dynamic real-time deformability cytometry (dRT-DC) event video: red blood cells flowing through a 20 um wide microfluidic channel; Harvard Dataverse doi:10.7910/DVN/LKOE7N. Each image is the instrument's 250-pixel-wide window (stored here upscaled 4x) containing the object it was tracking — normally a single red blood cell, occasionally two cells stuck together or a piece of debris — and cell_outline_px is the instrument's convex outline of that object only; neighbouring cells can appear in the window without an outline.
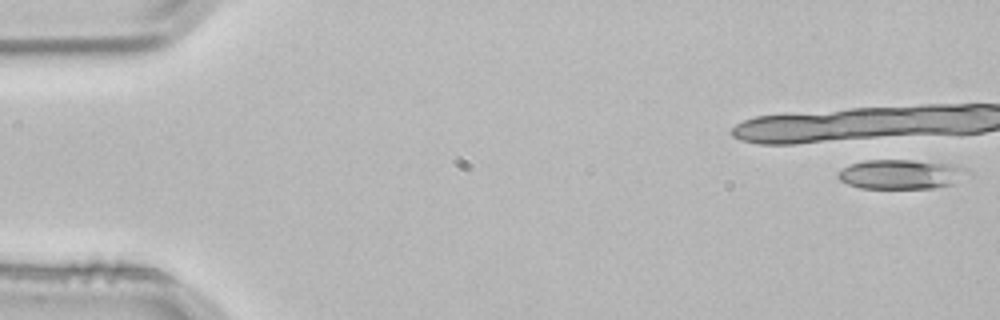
{"species": "common noctule bat (a hibernating species)", "species_latin": "Nyctalus noctula", "temperature_condition": "room temperature", "stored_images_in_passage": 4, "camera_frame_rate_fps": 3000, "um_per_image_px": 0.085, "animal": {"sex": "male", "body_mass_g": 21.5, "forearm_length_mm": 52.0}, "frame": {"image": 1, "passage_image": 1, "time_ms": 0.0, "image_size_px": [1000, 320], "cell_outline_px": [[976, 176], [956, 184], [932, 188], [860, 188], [848, 184], [840, 180], [836, 176], [844, 168], [852, 164], [864, 160], [912, 160], [956, 164], [968, 168]], "centroid_in_image_um": [76.79, 14.81], "position_along_channel_um": 8.2, "area_um2": 22.95}}